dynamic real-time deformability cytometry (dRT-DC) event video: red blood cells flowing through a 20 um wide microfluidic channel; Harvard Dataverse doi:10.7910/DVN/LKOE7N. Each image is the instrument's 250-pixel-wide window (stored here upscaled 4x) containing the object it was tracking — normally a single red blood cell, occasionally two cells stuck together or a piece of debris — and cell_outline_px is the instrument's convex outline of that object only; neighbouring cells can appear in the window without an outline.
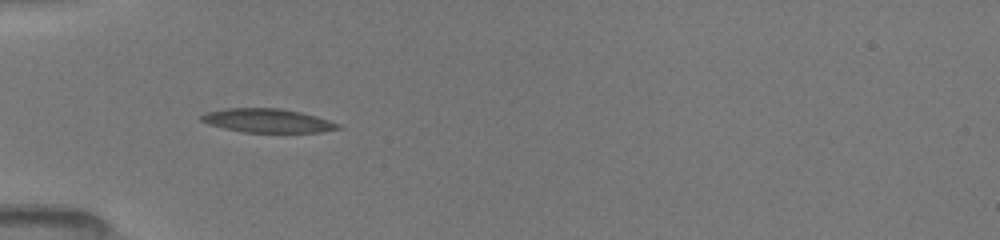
{"species": "common noctule bat (a hibernating species)", "species_latin": "Nyctalus noctula", "temperature_condition": "room temperature", "stored_images_in_passage": 35, "camera_frame_rate_fps": 3000, "um_per_image_px": 0.085, "animal": {"sex": "female", "body_mass_g": 19.5, "forearm_length_mm": 54.1}, "frame": {"image": 1, "passage_image": 1, "time_ms": 0.0, "image_size_px": [1000, 240], "cell_outline_px": [[340, 128], [320, 132], [244, 132], [224, 128], [208, 124], [200, 120], [200, 116], [208, 112], [224, 108], [280, 108], [300, 112], [316, 116], [340, 124]], "centroid_in_image_um": [22.72, 10.25], "position_along_channel_um": 62.3, "area_um2": 18.79}}
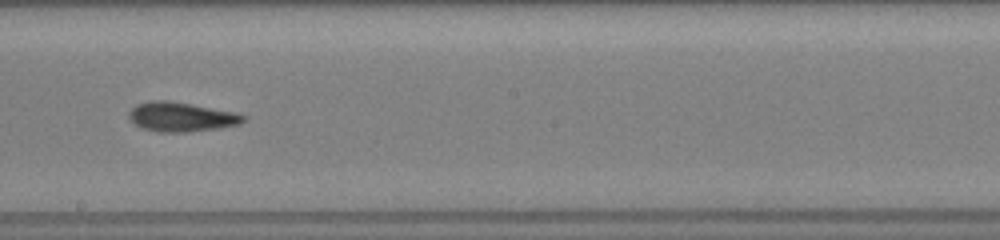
{"frame": {"image": 2, "passage_image": 14, "time_ms": 4.333, "image_size_px": [1000, 240], "cell_outline_px": [[248, 116], [240, 124], [220, 128], [188, 132], [156, 132], [140, 128], [128, 116], [128, 112], [136, 104], [152, 100], [168, 100], [236, 112]], "centroid_in_image_um": [15.41, 9.94], "position_along_channel_um": 232.8, "area_um2": 19.77}}
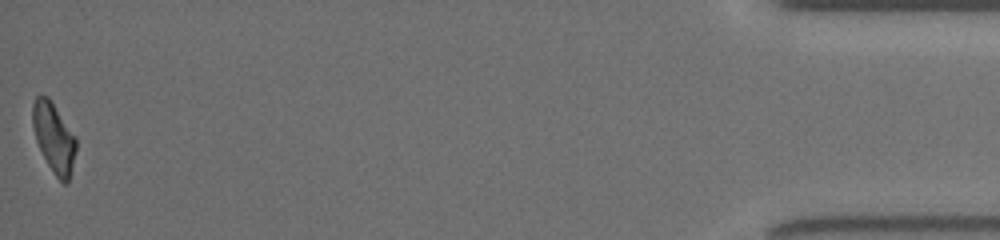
{"frame": {"image": 3, "passage_image": 35, "time_ms": 11.333, "image_size_px": [1000, 240], "cell_outline_px": [[76, 152], [68, 184], [64, 184], [56, 176], [48, 164], [36, 140], [32, 124], [32, 104], [36, 96], [48, 96], [52, 100], [76, 136]], "centroid_in_image_um": [4.59, 11.67], "position_along_channel_um": 430.6, "area_um2": 17.74}, "authors_computed_cell_mechanics": {"area_um2": 18.7272, "velocity_mm_per_s": 4.0592, "shape_relaxation_time_tau1_ms": 5.7435, "shape_relaxation_time_tau2_ms": 3.8728, "deformation_change_tau1": 0.1781, "deformation_change_tau2": 0.1191}}